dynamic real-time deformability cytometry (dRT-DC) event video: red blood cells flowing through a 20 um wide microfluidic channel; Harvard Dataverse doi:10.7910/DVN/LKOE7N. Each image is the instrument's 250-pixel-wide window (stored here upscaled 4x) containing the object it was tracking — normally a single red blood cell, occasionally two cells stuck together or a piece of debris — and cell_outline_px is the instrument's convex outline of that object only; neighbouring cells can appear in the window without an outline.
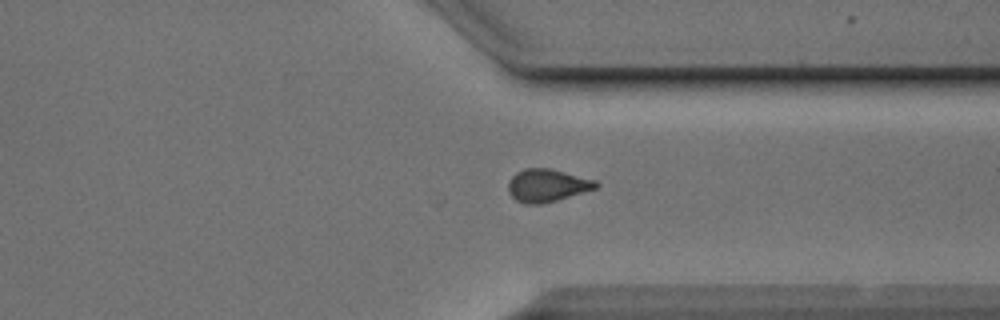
{"species": "Egyptian fruit bat (a non-hibernating species)", "species_latin": "Rousettus aegyptiacus", "temperature_condition": "cold", "stored_images_in_passage": 43, "camera_frame_rate_fps": 3000, "um_per_image_px": 0.085, "animal": {"sex": "male"}, "frame": {"image": 1, "passage_image": 30, "time_ms": 9.667, "image_size_px": [1000, 320], "cell_outline_px": [[600, 184], [596, 188], [544, 204], [524, 204], [516, 200], [508, 192], [508, 184], [512, 176], [516, 172], [524, 168], [548, 168], [596, 180]], "centroid_in_image_um": [46.49, 15.77], "position_along_channel_um": 364.9, "area_um2": 16.7}}
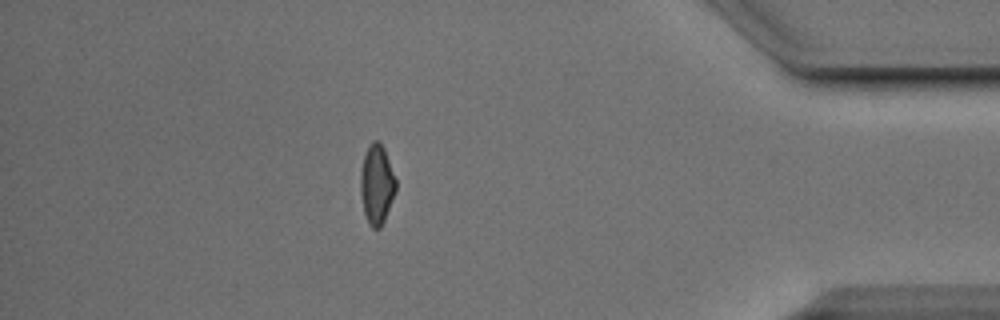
{"frame": {"image": 2, "passage_image": 36, "time_ms": 11.667, "image_size_px": [1000, 320], "cell_outline_px": [[396, 192], [384, 220], [380, 228], [372, 228], [368, 224], [364, 212], [360, 188], [360, 176], [364, 156], [372, 140], [376, 140], [384, 148], [396, 180]], "centroid_in_image_um": [32.03, 15.7], "position_along_channel_um": 403.2, "area_um2": 16.18}}